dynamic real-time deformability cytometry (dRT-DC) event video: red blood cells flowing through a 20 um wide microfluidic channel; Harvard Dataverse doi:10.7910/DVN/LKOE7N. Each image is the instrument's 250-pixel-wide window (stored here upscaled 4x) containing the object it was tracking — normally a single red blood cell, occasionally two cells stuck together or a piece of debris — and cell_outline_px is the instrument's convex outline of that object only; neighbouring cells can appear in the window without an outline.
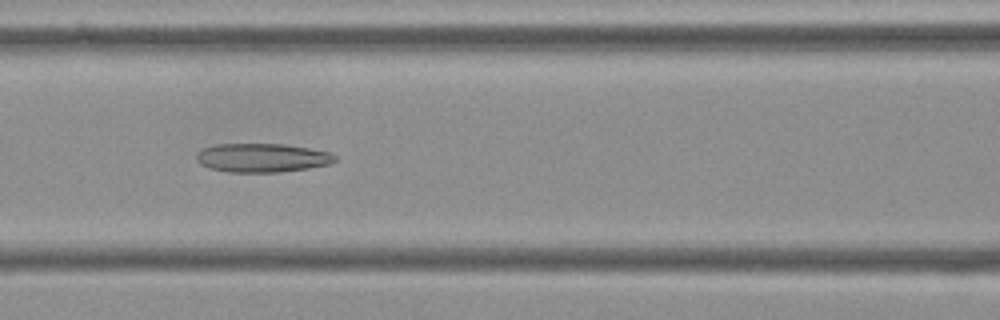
{"species": "Egyptian fruit bat (a non-hibernating species)", "species_latin": "Rousettus aegyptiacus", "temperature_condition": "cold", "stored_images_in_passage": 53, "camera_frame_rate_fps": 3000, "um_per_image_px": 0.085, "frame": {"image": 1, "passage_image": 22, "time_ms": 7.0, "image_size_px": [1000, 320], "cell_outline_px": [[336, 160], [332, 164], [308, 168], [280, 172], [228, 172], [208, 168], [200, 164], [196, 160], [196, 152], [204, 148], [216, 144], [284, 144], [332, 152], [336, 156]], "centroid_in_image_um": [22.28, 13.41], "position_along_channel_um": 144.3, "area_um2": 23.47}}
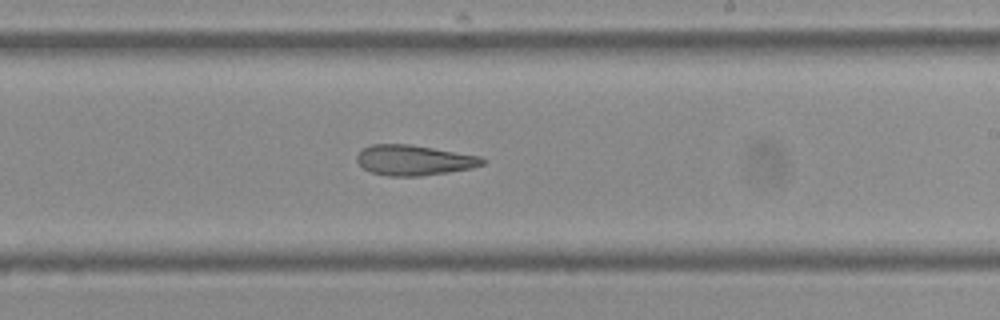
{"frame": {"image": 2, "passage_image": 31, "time_ms": 10.0, "image_size_px": [1000, 320], "cell_outline_px": [[484, 164], [472, 168], [448, 172], [420, 176], [388, 176], [372, 172], [364, 168], [356, 160], [356, 156], [364, 148], [372, 144], [408, 144], [480, 156], [484, 160]], "centroid_in_image_um": [35.18, 13.62], "position_along_channel_um": 253.8, "area_um2": 21.91}}
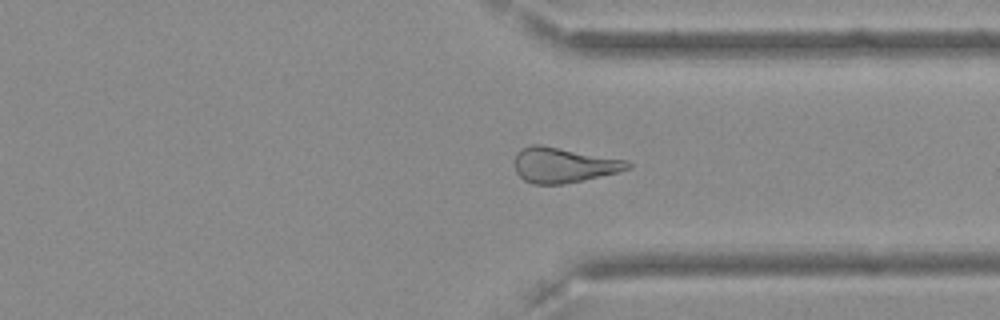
{"frame": {"image": 3, "passage_image": 40, "time_ms": 13.0, "image_size_px": [1000, 320], "cell_outline_px": [[632, 168], [584, 180], [564, 184], [532, 184], [524, 180], [516, 172], [516, 152], [520, 148], [532, 144], [540, 144], [628, 160], [632, 164]], "centroid_in_image_um": [47.91, 14.02], "position_along_channel_um": 363.5, "area_um2": 23.24}, "authors_computed_cell_mechanics": {"area_um2": 24.6806, "velocity_mm_per_s": 3.6532, "shape_relaxation_time_tau1_ms": null, "shape_relaxation_time_tau2_ms": 7.1013, "deformation_change_tau1": null, "deformation_change_tau2": 0.1879}}